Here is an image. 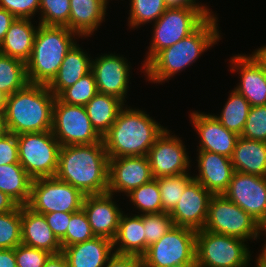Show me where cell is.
<instances>
[{"label": "cell", "instance_id": "1f68e13d", "mask_svg": "<svg viewBox=\"0 0 266 267\" xmlns=\"http://www.w3.org/2000/svg\"><path fill=\"white\" fill-rule=\"evenodd\" d=\"M28 83L26 63L0 53V91L10 96Z\"/></svg>", "mask_w": 266, "mask_h": 267}, {"label": "cell", "instance_id": "d590c367", "mask_svg": "<svg viewBox=\"0 0 266 267\" xmlns=\"http://www.w3.org/2000/svg\"><path fill=\"white\" fill-rule=\"evenodd\" d=\"M98 93L96 81L92 72H89L74 85L64 89L57 97L70 105L85 106Z\"/></svg>", "mask_w": 266, "mask_h": 267}, {"label": "cell", "instance_id": "4fadbf2b", "mask_svg": "<svg viewBox=\"0 0 266 267\" xmlns=\"http://www.w3.org/2000/svg\"><path fill=\"white\" fill-rule=\"evenodd\" d=\"M184 143L182 137L175 135L167 127L156 138L147 154L154 179L191 171L194 165Z\"/></svg>", "mask_w": 266, "mask_h": 267}, {"label": "cell", "instance_id": "7c38bea8", "mask_svg": "<svg viewBox=\"0 0 266 267\" xmlns=\"http://www.w3.org/2000/svg\"><path fill=\"white\" fill-rule=\"evenodd\" d=\"M51 132L61 147L103 142L93 128L85 107L64 103L58 97L53 106Z\"/></svg>", "mask_w": 266, "mask_h": 267}, {"label": "cell", "instance_id": "ee69618b", "mask_svg": "<svg viewBox=\"0 0 266 267\" xmlns=\"http://www.w3.org/2000/svg\"><path fill=\"white\" fill-rule=\"evenodd\" d=\"M19 162L17 137L7 133L0 138V165Z\"/></svg>", "mask_w": 266, "mask_h": 267}, {"label": "cell", "instance_id": "6da1fadb", "mask_svg": "<svg viewBox=\"0 0 266 267\" xmlns=\"http://www.w3.org/2000/svg\"><path fill=\"white\" fill-rule=\"evenodd\" d=\"M217 15L212 13L193 33L158 52L144 66L145 82L169 83L176 74L185 72L202 54L218 45L223 36Z\"/></svg>", "mask_w": 266, "mask_h": 267}, {"label": "cell", "instance_id": "9c48e42d", "mask_svg": "<svg viewBox=\"0 0 266 267\" xmlns=\"http://www.w3.org/2000/svg\"><path fill=\"white\" fill-rule=\"evenodd\" d=\"M19 163L32 179L55 177L60 143L50 131L16 135Z\"/></svg>", "mask_w": 266, "mask_h": 267}, {"label": "cell", "instance_id": "f1b7e54d", "mask_svg": "<svg viewBox=\"0 0 266 267\" xmlns=\"http://www.w3.org/2000/svg\"><path fill=\"white\" fill-rule=\"evenodd\" d=\"M126 104L119 98L97 93L84 107L93 128L103 137Z\"/></svg>", "mask_w": 266, "mask_h": 267}, {"label": "cell", "instance_id": "5bb4252c", "mask_svg": "<svg viewBox=\"0 0 266 267\" xmlns=\"http://www.w3.org/2000/svg\"><path fill=\"white\" fill-rule=\"evenodd\" d=\"M125 55L108 52L92 58L91 72L94 75L98 93L115 96L127 103L132 64ZM131 75V76H130Z\"/></svg>", "mask_w": 266, "mask_h": 267}, {"label": "cell", "instance_id": "d6986e66", "mask_svg": "<svg viewBox=\"0 0 266 267\" xmlns=\"http://www.w3.org/2000/svg\"><path fill=\"white\" fill-rule=\"evenodd\" d=\"M228 61L230 63L228 71L240 76L234 89L250 103L251 107L266 105V71L250 53L235 54Z\"/></svg>", "mask_w": 266, "mask_h": 267}, {"label": "cell", "instance_id": "f5cc1de1", "mask_svg": "<svg viewBox=\"0 0 266 267\" xmlns=\"http://www.w3.org/2000/svg\"><path fill=\"white\" fill-rule=\"evenodd\" d=\"M250 55L266 71V44L254 49Z\"/></svg>", "mask_w": 266, "mask_h": 267}, {"label": "cell", "instance_id": "8992f818", "mask_svg": "<svg viewBox=\"0 0 266 267\" xmlns=\"http://www.w3.org/2000/svg\"><path fill=\"white\" fill-rule=\"evenodd\" d=\"M212 13L206 7L167 8L152 24V37L142 61L144 66L160 51L193 33Z\"/></svg>", "mask_w": 266, "mask_h": 267}, {"label": "cell", "instance_id": "4316f807", "mask_svg": "<svg viewBox=\"0 0 266 267\" xmlns=\"http://www.w3.org/2000/svg\"><path fill=\"white\" fill-rule=\"evenodd\" d=\"M143 214L122 213L119 228L113 240V251L121 255L142 257L145 254Z\"/></svg>", "mask_w": 266, "mask_h": 267}, {"label": "cell", "instance_id": "681fc988", "mask_svg": "<svg viewBox=\"0 0 266 267\" xmlns=\"http://www.w3.org/2000/svg\"><path fill=\"white\" fill-rule=\"evenodd\" d=\"M0 267H17L15 248L0 249Z\"/></svg>", "mask_w": 266, "mask_h": 267}, {"label": "cell", "instance_id": "11a10c76", "mask_svg": "<svg viewBox=\"0 0 266 267\" xmlns=\"http://www.w3.org/2000/svg\"><path fill=\"white\" fill-rule=\"evenodd\" d=\"M9 133L4 111H0V138Z\"/></svg>", "mask_w": 266, "mask_h": 267}, {"label": "cell", "instance_id": "52a82bcc", "mask_svg": "<svg viewBox=\"0 0 266 267\" xmlns=\"http://www.w3.org/2000/svg\"><path fill=\"white\" fill-rule=\"evenodd\" d=\"M248 244V245H247ZM249 242L204 229L196 233V267H248L253 253Z\"/></svg>", "mask_w": 266, "mask_h": 267}, {"label": "cell", "instance_id": "e575fe53", "mask_svg": "<svg viewBox=\"0 0 266 267\" xmlns=\"http://www.w3.org/2000/svg\"><path fill=\"white\" fill-rule=\"evenodd\" d=\"M191 173L192 171L184 174L157 178L164 212L170 213L177 205L185 187L193 180V175Z\"/></svg>", "mask_w": 266, "mask_h": 267}, {"label": "cell", "instance_id": "8fae6325", "mask_svg": "<svg viewBox=\"0 0 266 267\" xmlns=\"http://www.w3.org/2000/svg\"><path fill=\"white\" fill-rule=\"evenodd\" d=\"M85 195L69 183L56 177L32 180L27 207L39 214L51 212H78Z\"/></svg>", "mask_w": 266, "mask_h": 267}, {"label": "cell", "instance_id": "6f0895ef", "mask_svg": "<svg viewBox=\"0 0 266 267\" xmlns=\"http://www.w3.org/2000/svg\"><path fill=\"white\" fill-rule=\"evenodd\" d=\"M7 96L0 91V111H4Z\"/></svg>", "mask_w": 266, "mask_h": 267}, {"label": "cell", "instance_id": "7bdbcfd3", "mask_svg": "<svg viewBox=\"0 0 266 267\" xmlns=\"http://www.w3.org/2000/svg\"><path fill=\"white\" fill-rule=\"evenodd\" d=\"M0 8L16 18L33 20L39 13L40 0H0Z\"/></svg>", "mask_w": 266, "mask_h": 267}, {"label": "cell", "instance_id": "c3c4849f", "mask_svg": "<svg viewBox=\"0 0 266 267\" xmlns=\"http://www.w3.org/2000/svg\"><path fill=\"white\" fill-rule=\"evenodd\" d=\"M15 19L16 17H14L9 11L0 8V43L3 41L6 32Z\"/></svg>", "mask_w": 266, "mask_h": 267}, {"label": "cell", "instance_id": "f35d334b", "mask_svg": "<svg viewBox=\"0 0 266 267\" xmlns=\"http://www.w3.org/2000/svg\"><path fill=\"white\" fill-rule=\"evenodd\" d=\"M95 237L89 224L86 213L81 209L71 215L66 235L60 240L62 249L64 247L82 243Z\"/></svg>", "mask_w": 266, "mask_h": 267}, {"label": "cell", "instance_id": "83f0119b", "mask_svg": "<svg viewBox=\"0 0 266 267\" xmlns=\"http://www.w3.org/2000/svg\"><path fill=\"white\" fill-rule=\"evenodd\" d=\"M230 159L234 171L266 177V142L239 136Z\"/></svg>", "mask_w": 266, "mask_h": 267}, {"label": "cell", "instance_id": "7a4b0ae2", "mask_svg": "<svg viewBox=\"0 0 266 267\" xmlns=\"http://www.w3.org/2000/svg\"><path fill=\"white\" fill-rule=\"evenodd\" d=\"M109 157L103 142L66 145L59 150L55 177L84 195L108 192Z\"/></svg>", "mask_w": 266, "mask_h": 267}, {"label": "cell", "instance_id": "3957f363", "mask_svg": "<svg viewBox=\"0 0 266 267\" xmlns=\"http://www.w3.org/2000/svg\"><path fill=\"white\" fill-rule=\"evenodd\" d=\"M165 128L147 111L126 104L102 140L109 158L147 156Z\"/></svg>", "mask_w": 266, "mask_h": 267}, {"label": "cell", "instance_id": "ac0fdd59", "mask_svg": "<svg viewBox=\"0 0 266 267\" xmlns=\"http://www.w3.org/2000/svg\"><path fill=\"white\" fill-rule=\"evenodd\" d=\"M118 201H116V200ZM119 199L111 193L85 195L82 209L86 213L89 224L95 236L114 240L122 213Z\"/></svg>", "mask_w": 266, "mask_h": 267}, {"label": "cell", "instance_id": "60d3db41", "mask_svg": "<svg viewBox=\"0 0 266 267\" xmlns=\"http://www.w3.org/2000/svg\"><path fill=\"white\" fill-rule=\"evenodd\" d=\"M241 137L266 142V105L250 108Z\"/></svg>", "mask_w": 266, "mask_h": 267}, {"label": "cell", "instance_id": "7dc6e473", "mask_svg": "<svg viewBox=\"0 0 266 267\" xmlns=\"http://www.w3.org/2000/svg\"><path fill=\"white\" fill-rule=\"evenodd\" d=\"M164 2L167 8L206 7L211 13H215L207 3L198 0H164Z\"/></svg>", "mask_w": 266, "mask_h": 267}, {"label": "cell", "instance_id": "836d02e7", "mask_svg": "<svg viewBox=\"0 0 266 267\" xmlns=\"http://www.w3.org/2000/svg\"><path fill=\"white\" fill-rule=\"evenodd\" d=\"M129 2L127 25L130 31L146 24L152 25L167 9L164 0H129Z\"/></svg>", "mask_w": 266, "mask_h": 267}, {"label": "cell", "instance_id": "9a60e30c", "mask_svg": "<svg viewBox=\"0 0 266 267\" xmlns=\"http://www.w3.org/2000/svg\"><path fill=\"white\" fill-rule=\"evenodd\" d=\"M154 179L147 156L109 158L108 193L122 196Z\"/></svg>", "mask_w": 266, "mask_h": 267}, {"label": "cell", "instance_id": "9f6ffc18", "mask_svg": "<svg viewBox=\"0 0 266 267\" xmlns=\"http://www.w3.org/2000/svg\"><path fill=\"white\" fill-rule=\"evenodd\" d=\"M254 267H266V258L255 256Z\"/></svg>", "mask_w": 266, "mask_h": 267}, {"label": "cell", "instance_id": "f6af8a7d", "mask_svg": "<svg viewBox=\"0 0 266 267\" xmlns=\"http://www.w3.org/2000/svg\"><path fill=\"white\" fill-rule=\"evenodd\" d=\"M75 212H51L44 214L48 225L60 241L65 235L71 215Z\"/></svg>", "mask_w": 266, "mask_h": 267}, {"label": "cell", "instance_id": "f907efd6", "mask_svg": "<svg viewBox=\"0 0 266 267\" xmlns=\"http://www.w3.org/2000/svg\"><path fill=\"white\" fill-rule=\"evenodd\" d=\"M18 204L7 194L0 191V213L13 211Z\"/></svg>", "mask_w": 266, "mask_h": 267}, {"label": "cell", "instance_id": "74e56055", "mask_svg": "<svg viewBox=\"0 0 266 267\" xmlns=\"http://www.w3.org/2000/svg\"><path fill=\"white\" fill-rule=\"evenodd\" d=\"M21 241V206L13 211L0 213V249H13Z\"/></svg>", "mask_w": 266, "mask_h": 267}, {"label": "cell", "instance_id": "4dcf8cb0", "mask_svg": "<svg viewBox=\"0 0 266 267\" xmlns=\"http://www.w3.org/2000/svg\"><path fill=\"white\" fill-rule=\"evenodd\" d=\"M227 101L220 112L213 116L229 131L241 136L251 108L250 103L234 88L228 92Z\"/></svg>", "mask_w": 266, "mask_h": 267}, {"label": "cell", "instance_id": "603a6c76", "mask_svg": "<svg viewBox=\"0 0 266 267\" xmlns=\"http://www.w3.org/2000/svg\"><path fill=\"white\" fill-rule=\"evenodd\" d=\"M107 0H70L69 29L81 39L96 35L106 20Z\"/></svg>", "mask_w": 266, "mask_h": 267}, {"label": "cell", "instance_id": "277c9868", "mask_svg": "<svg viewBox=\"0 0 266 267\" xmlns=\"http://www.w3.org/2000/svg\"><path fill=\"white\" fill-rule=\"evenodd\" d=\"M55 100L47 85L32 83L7 96L4 114L8 131L15 135L50 131Z\"/></svg>", "mask_w": 266, "mask_h": 267}, {"label": "cell", "instance_id": "7402d4cb", "mask_svg": "<svg viewBox=\"0 0 266 267\" xmlns=\"http://www.w3.org/2000/svg\"><path fill=\"white\" fill-rule=\"evenodd\" d=\"M21 241L25 246L42 249L52 255L62 253L60 241L45 216L32 211L26 205L21 206Z\"/></svg>", "mask_w": 266, "mask_h": 267}, {"label": "cell", "instance_id": "484cf974", "mask_svg": "<svg viewBox=\"0 0 266 267\" xmlns=\"http://www.w3.org/2000/svg\"><path fill=\"white\" fill-rule=\"evenodd\" d=\"M35 22L32 19L16 18L0 43V53L26 63L31 56L39 27L38 21Z\"/></svg>", "mask_w": 266, "mask_h": 267}, {"label": "cell", "instance_id": "30bf717a", "mask_svg": "<svg viewBox=\"0 0 266 267\" xmlns=\"http://www.w3.org/2000/svg\"><path fill=\"white\" fill-rule=\"evenodd\" d=\"M203 229L240 238L250 243L260 239L259 222L224 195L211 197Z\"/></svg>", "mask_w": 266, "mask_h": 267}, {"label": "cell", "instance_id": "cb8c5ba5", "mask_svg": "<svg viewBox=\"0 0 266 267\" xmlns=\"http://www.w3.org/2000/svg\"><path fill=\"white\" fill-rule=\"evenodd\" d=\"M69 267H104L114 254L113 241L100 236L62 249Z\"/></svg>", "mask_w": 266, "mask_h": 267}, {"label": "cell", "instance_id": "44dd1931", "mask_svg": "<svg viewBox=\"0 0 266 267\" xmlns=\"http://www.w3.org/2000/svg\"><path fill=\"white\" fill-rule=\"evenodd\" d=\"M196 174L193 179L205 187L212 195H223L229 187L234 168L231 159L227 156L197 151Z\"/></svg>", "mask_w": 266, "mask_h": 267}, {"label": "cell", "instance_id": "bcb514c9", "mask_svg": "<svg viewBox=\"0 0 266 267\" xmlns=\"http://www.w3.org/2000/svg\"><path fill=\"white\" fill-rule=\"evenodd\" d=\"M104 267H143L142 257L114 253Z\"/></svg>", "mask_w": 266, "mask_h": 267}, {"label": "cell", "instance_id": "d6a6232c", "mask_svg": "<svg viewBox=\"0 0 266 267\" xmlns=\"http://www.w3.org/2000/svg\"><path fill=\"white\" fill-rule=\"evenodd\" d=\"M126 199L133 210L134 214H151L164 212L162 209L160 189L158 179H153L149 183L132 190L126 195ZM135 209V211H134Z\"/></svg>", "mask_w": 266, "mask_h": 267}, {"label": "cell", "instance_id": "5b68a950", "mask_svg": "<svg viewBox=\"0 0 266 267\" xmlns=\"http://www.w3.org/2000/svg\"><path fill=\"white\" fill-rule=\"evenodd\" d=\"M80 38L66 26L39 24L31 56L26 62L29 83L48 85L56 76L65 55Z\"/></svg>", "mask_w": 266, "mask_h": 267}, {"label": "cell", "instance_id": "8d00e7d4", "mask_svg": "<svg viewBox=\"0 0 266 267\" xmlns=\"http://www.w3.org/2000/svg\"><path fill=\"white\" fill-rule=\"evenodd\" d=\"M38 23L69 29L70 0H40Z\"/></svg>", "mask_w": 266, "mask_h": 267}, {"label": "cell", "instance_id": "f546056e", "mask_svg": "<svg viewBox=\"0 0 266 267\" xmlns=\"http://www.w3.org/2000/svg\"><path fill=\"white\" fill-rule=\"evenodd\" d=\"M32 180L19 162L0 165V191L20 206L29 201Z\"/></svg>", "mask_w": 266, "mask_h": 267}, {"label": "cell", "instance_id": "ba28073f", "mask_svg": "<svg viewBox=\"0 0 266 267\" xmlns=\"http://www.w3.org/2000/svg\"><path fill=\"white\" fill-rule=\"evenodd\" d=\"M196 233L183 226H172L142 256L143 267H196Z\"/></svg>", "mask_w": 266, "mask_h": 267}, {"label": "cell", "instance_id": "ab89813d", "mask_svg": "<svg viewBox=\"0 0 266 267\" xmlns=\"http://www.w3.org/2000/svg\"><path fill=\"white\" fill-rule=\"evenodd\" d=\"M145 231V253L150 245L165 235L172 226V218L168 212L143 214Z\"/></svg>", "mask_w": 266, "mask_h": 267}, {"label": "cell", "instance_id": "d4e9b609", "mask_svg": "<svg viewBox=\"0 0 266 267\" xmlns=\"http://www.w3.org/2000/svg\"><path fill=\"white\" fill-rule=\"evenodd\" d=\"M78 43L65 55L56 76L47 85L48 89L56 97L64 89L74 85L78 80L91 72L92 56L85 49H82V44L79 45Z\"/></svg>", "mask_w": 266, "mask_h": 267}, {"label": "cell", "instance_id": "db71d44e", "mask_svg": "<svg viewBox=\"0 0 266 267\" xmlns=\"http://www.w3.org/2000/svg\"><path fill=\"white\" fill-rule=\"evenodd\" d=\"M266 238V217L259 223V237H263ZM264 239V243L262 244L263 246L261 247V250H259V254L256 256L258 257H262V258H266V239Z\"/></svg>", "mask_w": 266, "mask_h": 267}, {"label": "cell", "instance_id": "2e32d148", "mask_svg": "<svg viewBox=\"0 0 266 267\" xmlns=\"http://www.w3.org/2000/svg\"><path fill=\"white\" fill-rule=\"evenodd\" d=\"M223 195L259 223L266 217V177L235 171Z\"/></svg>", "mask_w": 266, "mask_h": 267}, {"label": "cell", "instance_id": "e0dca14e", "mask_svg": "<svg viewBox=\"0 0 266 267\" xmlns=\"http://www.w3.org/2000/svg\"><path fill=\"white\" fill-rule=\"evenodd\" d=\"M190 123L197 133L196 151H208L231 158L238 135L226 129L212 113L192 110Z\"/></svg>", "mask_w": 266, "mask_h": 267}, {"label": "cell", "instance_id": "ffe728a7", "mask_svg": "<svg viewBox=\"0 0 266 267\" xmlns=\"http://www.w3.org/2000/svg\"><path fill=\"white\" fill-rule=\"evenodd\" d=\"M213 195L193 179L184 189L177 205L169 213L175 226L194 230L203 229L208 214V206Z\"/></svg>", "mask_w": 266, "mask_h": 267}, {"label": "cell", "instance_id": "816d5d0a", "mask_svg": "<svg viewBox=\"0 0 266 267\" xmlns=\"http://www.w3.org/2000/svg\"><path fill=\"white\" fill-rule=\"evenodd\" d=\"M44 267H69L65 256L62 253L51 255Z\"/></svg>", "mask_w": 266, "mask_h": 267}, {"label": "cell", "instance_id": "b9f144b4", "mask_svg": "<svg viewBox=\"0 0 266 267\" xmlns=\"http://www.w3.org/2000/svg\"><path fill=\"white\" fill-rule=\"evenodd\" d=\"M51 255L45 250L28 247L23 244L15 247L17 267H44Z\"/></svg>", "mask_w": 266, "mask_h": 267}]
</instances>
